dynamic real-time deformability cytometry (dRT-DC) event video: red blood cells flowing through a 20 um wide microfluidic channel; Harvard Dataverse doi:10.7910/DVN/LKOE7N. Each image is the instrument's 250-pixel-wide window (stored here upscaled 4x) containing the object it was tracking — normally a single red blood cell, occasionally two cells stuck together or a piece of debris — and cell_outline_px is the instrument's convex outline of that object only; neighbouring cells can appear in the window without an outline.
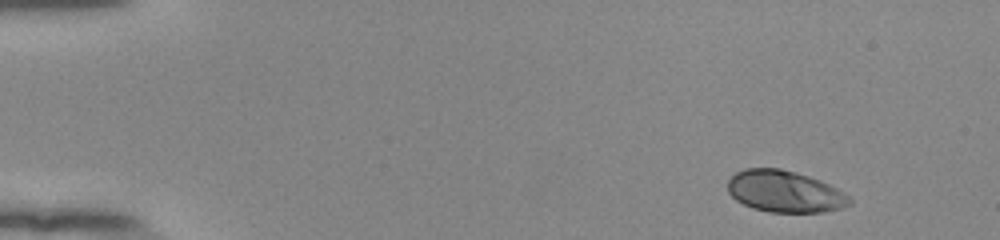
{"species": "human", "species_latin": "Homo sapiens", "temperature_condition": "room temperature", "stored_images_in_passage": 49, "camera_frame_rate_fps": 3000, "um_per_image_px": 0.085, "donor": {"sex": "female"}, "frame": {"image": 1, "passage_image": 1, "time_ms": 0.0, "image_size_px": [1000, 240], "cell_outline_px": [[852, 204], [844, 208], [824, 212], [768, 212], [752, 208], [736, 200], [728, 192], [728, 180], [736, 172], [744, 168], [780, 168], [796, 172], [820, 180], [844, 192], [852, 200]], "centroid_in_image_um": [66.71, 16.28], "position_along_channel_um": 18.3, "area_um2": 29.77}}
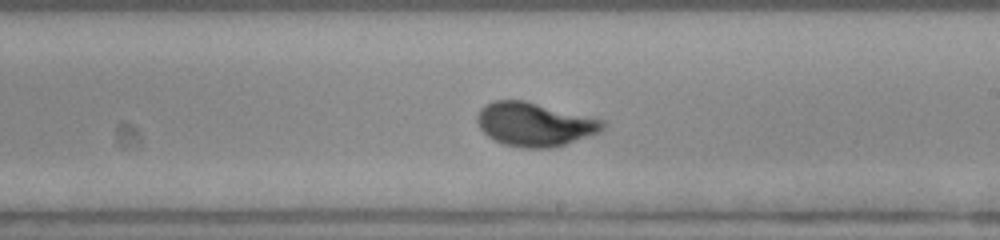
{"frame": {"image": 2, "passage_image": 28, "time_ms": 9.0, "image_size_px": [1000, 240], "cell_outline_px": [[608, 124], [600, 132], [564, 144], [548, 148], [520, 148], [504, 144], [488, 136], [480, 128], [476, 120], [476, 116], [480, 108], [484, 104], [492, 100], [524, 100], [604, 120]], "centroid_in_image_um": [45.42, 10.55], "position_along_channel_um": 243.6, "area_um2": 31.96}}
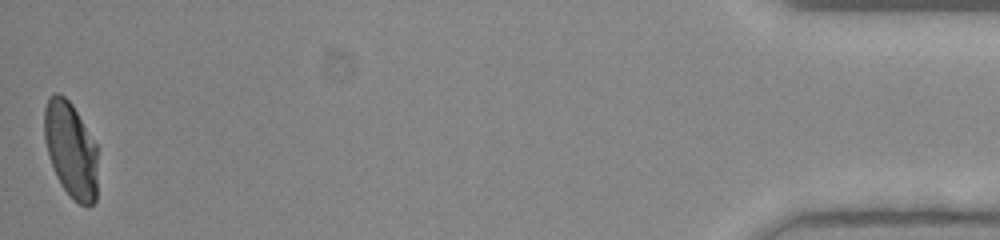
{"frame": {"image": 3, "passage_image": 49, "time_ms": 16.0, "image_size_px": [1000, 240], "cell_outline_px": [[96, 200], [88, 208], [80, 204], [60, 184], [56, 176], [48, 156], [44, 140], [44, 108], [48, 96], [52, 92], [60, 92], [72, 104], [96, 144]], "centroid_in_image_um": [5.98, 12.68], "position_along_channel_um": 429.2, "area_um2": 29.82}, "authors_computed_cell_mechanics": {"area_um2": 30.056, "velocity_mm_per_s": 3.8706, "shape_relaxation_time_tau1_ms": 2.8952, "shape_relaxation_time_tau2_ms": null, "deformation_change_tau1": 0.1785, "deformation_change_tau2": null}}